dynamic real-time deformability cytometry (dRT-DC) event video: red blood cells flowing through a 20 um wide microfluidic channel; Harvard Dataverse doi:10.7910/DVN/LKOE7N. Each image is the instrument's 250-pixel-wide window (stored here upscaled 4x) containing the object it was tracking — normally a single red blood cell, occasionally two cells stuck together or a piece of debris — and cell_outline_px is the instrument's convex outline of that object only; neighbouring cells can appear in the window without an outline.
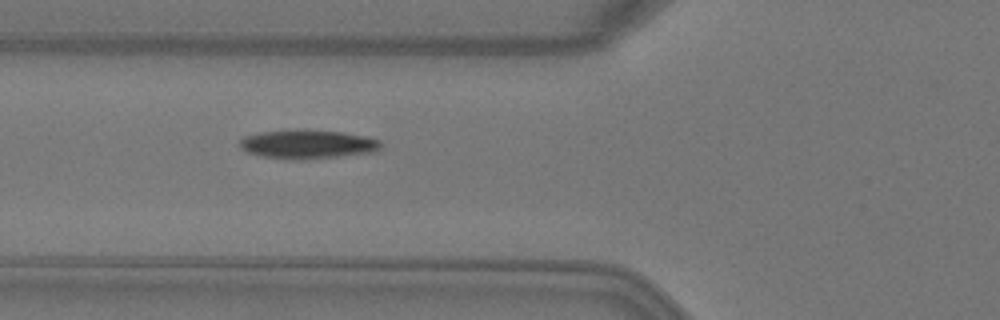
{"species": "Egyptian fruit bat (a non-hibernating species)", "species_latin": "Rousettus aegyptiacus", "temperature_condition": "warm", "stored_images_in_passage": 4, "camera_frame_rate_fps": 3000, "um_per_image_px": 0.085, "animal": {"sex": "female"}, "frame": {"image": 1, "passage_image": 4, "time_ms": 1.0, "image_size_px": [1000, 320], "cell_outline_px": [[384, 144], [376, 152], [304, 160], [288, 160], [260, 156], [244, 152], [240, 148], [240, 140], [244, 136], [260, 132], [288, 128], [292, 128], [344, 132], [368, 136], [380, 140]], "centroid_in_image_um": [26.13, 12.25], "position_along_channel_um": 99.7, "area_um2": 24.68}}